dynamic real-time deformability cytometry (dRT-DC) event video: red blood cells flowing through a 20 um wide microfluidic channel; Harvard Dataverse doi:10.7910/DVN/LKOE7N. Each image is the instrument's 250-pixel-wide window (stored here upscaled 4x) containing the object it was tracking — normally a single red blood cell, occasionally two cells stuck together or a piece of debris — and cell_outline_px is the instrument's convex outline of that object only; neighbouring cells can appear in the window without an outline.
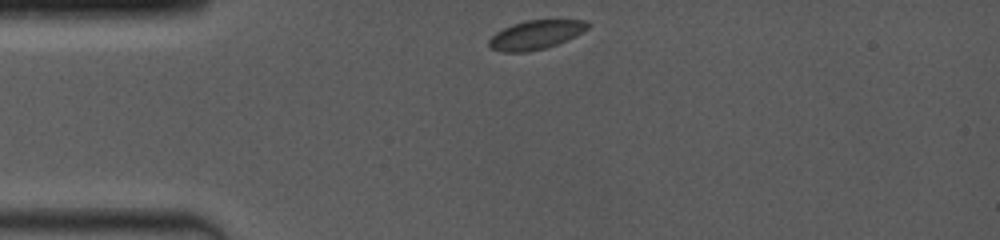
{"species": "common noctule bat (a hibernating species)", "species_latin": "Nyctalus noctula", "temperature_condition": "room temperature", "stored_images_in_passage": 28, "camera_frame_rate_fps": 4000, "um_per_image_px": 0.085, "animal": {"sex": "female", "body_mass_g": 19.0, "forearm_length_mm": 53.3}, "frame": {"image": 1, "passage_image": 1, "time_ms": 0.0, "image_size_px": [1000, 240], "cell_outline_px": [[588, 28], [556, 44], [544, 48], [528, 52], [500, 52], [492, 48], [488, 44], [488, 40], [496, 32], [512, 24], [528, 20], [588, 20]], "centroid_in_image_um": [45.48, 2.96], "position_along_channel_um": 39.5, "area_um2": 16.3}}
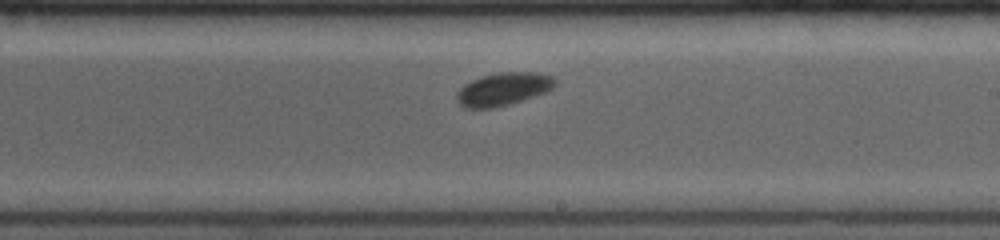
{"frame": {"image": 2, "passage_image": 16, "time_ms": 6.0, "image_size_px": [1000, 240], "cell_outline_px": [[556, 84], [552, 88], [544, 92], [496, 108], [464, 108], [456, 100], [456, 92], [464, 84], [480, 76], [500, 72], [536, 72], [552, 76], [556, 80]], "centroid_in_image_um": [42.73, 7.56], "position_along_channel_um": 246.3, "area_um2": 18.79}}
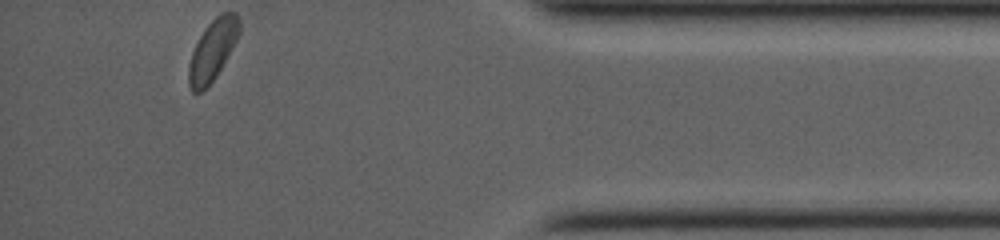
{"frame": {"image": 3, "passage_image": 28, "time_ms": 11.0, "image_size_px": [1000, 240], "cell_outline_px": [[240, 32], [236, 40], [216, 76], [200, 92], [192, 92], [188, 84], [188, 68], [192, 52], [200, 36], [208, 24], [220, 12], [236, 12], [240, 16]], "centroid_in_image_um": [18.08, 4.22], "position_along_channel_um": 417.1, "area_um2": 17.63}}